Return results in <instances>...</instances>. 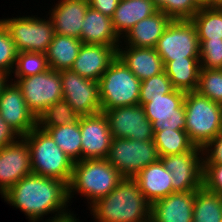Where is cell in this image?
<instances>
[{
	"instance_id": "d6986e66",
	"label": "cell",
	"mask_w": 222,
	"mask_h": 222,
	"mask_svg": "<svg viewBox=\"0 0 222 222\" xmlns=\"http://www.w3.org/2000/svg\"><path fill=\"white\" fill-rule=\"evenodd\" d=\"M48 14L54 32L80 39L81 26L89 7L88 0H59Z\"/></svg>"
},
{
	"instance_id": "e575fe53",
	"label": "cell",
	"mask_w": 222,
	"mask_h": 222,
	"mask_svg": "<svg viewBox=\"0 0 222 222\" xmlns=\"http://www.w3.org/2000/svg\"><path fill=\"white\" fill-rule=\"evenodd\" d=\"M174 89L165 71L143 80L141 81L139 105L144 106L151 101L152 97H161L162 95L171 93Z\"/></svg>"
},
{
	"instance_id": "277c9868",
	"label": "cell",
	"mask_w": 222,
	"mask_h": 222,
	"mask_svg": "<svg viewBox=\"0 0 222 222\" xmlns=\"http://www.w3.org/2000/svg\"><path fill=\"white\" fill-rule=\"evenodd\" d=\"M28 144L32 173L66 182L72 178L74 161L38 126L22 137Z\"/></svg>"
},
{
	"instance_id": "4dcf8cb0",
	"label": "cell",
	"mask_w": 222,
	"mask_h": 222,
	"mask_svg": "<svg viewBox=\"0 0 222 222\" xmlns=\"http://www.w3.org/2000/svg\"><path fill=\"white\" fill-rule=\"evenodd\" d=\"M154 144L159 157L182 154L190 151L195 145L191 142L185 130L155 131Z\"/></svg>"
},
{
	"instance_id": "bcb514c9",
	"label": "cell",
	"mask_w": 222,
	"mask_h": 222,
	"mask_svg": "<svg viewBox=\"0 0 222 222\" xmlns=\"http://www.w3.org/2000/svg\"><path fill=\"white\" fill-rule=\"evenodd\" d=\"M52 222H80V221H79V219H77L75 214H72L71 216H68V217H66L64 219H60V220L52 221Z\"/></svg>"
},
{
	"instance_id": "ba28073f",
	"label": "cell",
	"mask_w": 222,
	"mask_h": 222,
	"mask_svg": "<svg viewBox=\"0 0 222 222\" xmlns=\"http://www.w3.org/2000/svg\"><path fill=\"white\" fill-rule=\"evenodd\" d=\"M17 16L0 19L8 30L18 52L46 53L54 37L50 17Z\"/></svg>"
},
{
	"instance_id": "d590c367",
	"label": "cell",
	"mask_w": 222,
	"mask_h": 222,
	"mask_svg": "<svg viewBox=\"0 0 222 222\" xmlns=\"http://www.w3.org/2000/svg\"><path fill=\"white\" fill-rule=\"evenodd\" d=\"M18 51L5 25L0 20V70L12 75Z\"/></svg>"
},
{
	"instance_id": "83f0119b",
	"label": "cell",
	"mask_w": 222,
	"mask_h": 222,
	"mask_svg": "<svg viewBox=\"0 0 222 222\" xmlns=\"http://www.w3.org/2000/svg\"><path fill=\"white\" fill-rule=\"evenodd\" d=\"M201 44L204 40L222 39V6L200 7L190 19Z\"/></svg>"
},
{
	"instance_id": "cb8c5ba5",
	"label": "cell",
	"mask_w": 222,
	"mask_h": 222,
	"mask_svg": "<svg viewBox=\"0 0 222 222\" xmlns=\"http://www.w3.org/2000/svg\"><path fill=\"white\" fill-rule=\"evenodd\" d=\"M134 179L150 204L172 193L171 173L165 169L160 159L142 169Z\"/></svg>"
},
{
	"instance_id": "8d00e7d4",
	"label": "cell",
	"mask_w": 222,
	"mask_h": 222,
	"mask_svg": "<svg viewBox=\"0 0 222 222\" xmlns=\"http://www.w3.org/2000/svg\"><path fill=\"white\" fill-rule=\"evenodd\" d=\"M200 65L204 69H222V39L200 44Z\"/></svg>"
},
{
	"instance_id": "4316f807",
	"label": "cell",
	"mask_w": 222,
	"mask_h": 222,
	"mask_svg": "<svg viewBox=\"0 0 222 222\" xmlns=\"http://www.w3.org/2000/svg\"><path fill=\"white\" fill-rule=\"evenodd\" d=\"M82 44L78 38L55 33L45 53L49 68L55 71L71 69Z\"/></svg>"
},
{
	"instance_id": "d4e9b609",
	"label": "cell",
	"mask_w": 222,
	"mask_h": 222,
	"mask_svg": "<svg viewBox=\"0 0 222 222\" xmlns=\"http://www.w3.org/2000/svg\"><path fill=\"white\" fill-rule=\"evenodd\" d=\"M157 11L152 0H119L112 17L114 29L122 38L137 22Z\"/></svg>"
},
{
	"instance_id": "4fadbf2b",
	"label": "cell",
	"mask_w": 222,
	"mask_h": 222,
	"mask_svg": "<svg viewBox=\"0 0 222 222\" xmlns=\"http://www.w3.org/2000/svg\"><path fill=\"white\" fill-rule=\"evenodd\" d=\"M61 75L63 99L80 116L94 115L102 112L98 82L82 77L77 72L59 71Z\"/></svg>"
},
{
	"instance_id": "7402d4cb",
	"label": "cell",
	"mask_w": 222,
	"mask_h": 222,
	"mask_svg": "<svg viewBox=\"0 0 222 222\" xmlns=\"http://www.w3.org/2000/svg\"><path fill=\"white\" fill-rule=\"evenodd\" d=\"M172 19L162 11L137 22L121 39L122 45L138 48H155Z\"/></svg>"
},
{
	"instance_id": "8992f818",
	"label": "cell",
	"mask_w": 222,
	"mask_h": 222,
	"mask_svg": "<svg viewBox=\"0 0 222 222\" xmlns=\"http://www.w3.org/2000/svg\"><path fill=\"white\" fill-rule=\"evenodd\" d=\"M102 110L139 104L141 81L117 56L98 81Z\"/></svg>"
},
{
	"instance_id": "603a6c76",
	"label": "cell",
	"mask_w": 222,
	"mask_h": 222,
	"mask_svg": "<svg viewBox=\"0 0 222 222\" xmlns=\"http://www.w3.org/2000/svg\"><path fill=\"white\" fill-rule=\"evenodd\" d=\"M80 40L85 44L118 46L122 39L114 29L112 18L88 7L81 26Z\"/></svg>"
},
{
	"instance_id": "44dd1931",
	"label": "cell",
	"mask_w": 222,
	"mask_h": 222,
	"mask_svg": "<svg viewBox=\"0 0 222 222\" xmlns=\"http://www.w3.org/2000/svg\"><path fill=\"white\" fill-rule=\"evenodd\" d=\"M117 56L140 81L164 72L163 60L155 48H138L119 44Z\"/></svg>"
},
{
	"instance_id": "484cf974",
	"label": "cell",
	"mask_w": 222,
	"mask_h": 222,
	"mask_svg": "<svg viewBox=\"0 0 222 222\" xmlns=\"http://www.w3.org/2000/svg\"><path fill=\"white\" fill-rule=\"evenodd\" d=\"M200 70V57H184L164 64V71L173 87L185 93L196 91Z\"/></svg>"
},
{
	"instance_id": "f546056e",
	"label": "cell",
	"mask_w": 222,
	"mask_h": 222,
	"mask_svg": "<svg viewBox=\"0 0 222 222\" xmlns=\"http://www.w3.org/2000/svg\"><path fill=\"white\" fill-rule=\"evenodd\" d=\"M74 162L82 160V143L79 121L74 124H66L58 127H46L44 129Z\"/></svg>"
},
{
	"instance_id": "30bf717a",
	"label": "cell",
	"mask_w": 222,
	"mask_h": 222,
	"mask_svg": "<svg viewBox=\"0 0 222 222\" xmlns=\"http://www.w3.org/2000/svg\"><path fill=\"white\" fill-rule=\"evenodd\" d=\"M156 52L167 61L187 57H200V43L191 20H172L155 47Z\"/></svg>"
},
{
	"instance_id": "60d3db41",
	"label": "cell",
	"mask_w": 222,
	"mask_h": 222,
	"mask_svg": "<svg viewBox=\"0 0 222 222\" xmlns=\"http://www.w3.org/2000/svg\"><path fill=\"white\" fill-rule=\"evenodd\" d=\"M20 136L7 124L0 115V150L15 143Z\"/></svg>"
},
{
	"instance_id": "ffe728a7",
	"label": "cell",
	"mask_w": 222,
	"mask_h": 222,
	"mask_svg": "<svg viewBox=\"0 0 222 222\" xmlns=\"http://www.w3.org/2000/svg\"><path fill=\"white\" fill-rule=\"evenodd\" d=\"M194 191L172 192L151 204V222H193Z\"/></svg>"
},
{
	"instance_id": "f35d334b",
	"label": "cell",
	"mask_w": 222,
	"mask_h": 222,
	"mask_svg": "<svg viewBox=\"0 0 222 222\" xmlns=\"http://www.w3.org/2000/svg\"><path fill=\"white\" fill-rule=\"evenodd\" d=\"M203 187L222 195V164H203Z\"/></svg>"
},
{
	"instance_id": "7a4b0ae2",
	"label": "cell",
	"mask_w": 222,
	"mask_h": 222,
	"mask_svg": "<svg viewBox=\"0 0 222 222\" xmlns=\"http://www.w3.org/2000/svg\"><path fill=\"white\" fill-rule=\"evenodd\" d=\"M95 222H149L151 204L134 178L123 180L90 207Z\"/></svg>"
},
{
	"instance_id": "5b68a950",
	"label": "cell",
	"mask_w": 222,
	"mask_h": 222,
	"mask_svg": "<svg viewBox=\"0 0 222 222\" xmlns=\"http://www.w3.org/2000/svg\"><path fill=\"white\" fill-rule=\"evenodd\" d=\"M184 107L185 131L195 146L203 148L222 133V105L192 91L186 93Z\"/></svg>"
},
{
	"instance_id": "836d02e7",
	"label": "cell",
	"mask_w": 222,
	"mask_h": 222,
	"mask_svg": "<svg viewBox=\"0 0 222 222\" xmlns=\"http://www.w3.org/2000/svg\"><path fill=\"white\" fill-rule=\"evenodd\" d=\"M196 91L222 105V69L201 68Z\"/></svg>"
},
{
	"instance_id": "e0dca14e",
	"label": "cell",
	"mask_w": 222,
	"mask_h": 222,
	"mask_svg": "<svg viewBox=\"0 0 222 222\" xmlns=\"http://www.w3.org/2000/svg\"><path fill=\"white\" fill-rule=\"evenodd\" d=\"M31 173L30 150L27 142L22 137L0 150L1 196L23 177Z\"/></svg>"
},
{
	"instance_id": "2e32d148",
	"label": "cell",
	"mask_w": 222,
	"mask_h": 222,
	"mask_svg": "<svg viewBox=\"0 0 222 222\" xmlns=\"http://www.w3.org/2000/svg\"><path fill=\"white\" fill-rule=\"evenodd\" d=\"M82 160L106 159L113 139L103 112L79 119Z\"/></svg>"
},
{
	"instance_id": "1f68e13d",
	"label": "cell",
	"mask_w": 222,
	"mask_h": 222,
	"mask_svg": "<svg viewBox=\"0 0 222 222\" xmlns=\"http://www.w3.org/2000/svg\"><path fill=\"white\" fill-rule=\"evenodd\" d=\"M80 115L64 99L48 106L38 117L37 126L44 130L46 127H58L77 123Z\"/></svg>"
},
{
	"instance_id": "7dc6e473",
	"label": "cell",
	"mask_w": 222,
	"mask_h": 222,
	"mask_svg": "<svg viewBox=\"0 0 222 222\" xmlns=\"http://www.w3.org/2000/svg\"><path fill=\"white\" fill-rule=\"evenodd\" d=\"M215 6H222V0H214V7Z\"/></svg>"
},
{
	"instance_id": "ee69618b",
	"label": "cell",
	"mask_w": 222,
	"mask_h": 222,
	"mask_svg": "<svg viewBox=\"0 0 222 222\" xmlns=\"http://www.w3.org/2000/svg\"><path fill=\"white\" fill-rule=\"evenodd\" d=\"M199 7H214V0H194Z\"/></svg>"
},
{
	"instance_id": "6da1fadb",
	"label": "cell",
	"mask_w": 222,
	"mask_h": 222,
	"mask_svg": "<svg viewBox=\"0 0 222 222\" xmlns=\"http://www.w3.org/2000/svg\"><path fill=\"white\" fill-rule=\"evenodd\" d=\"M7 204L24 212L29 222L57 221L74 214L68 209L69 188L66 182L31 173L1 196ZM70 201V202H69ZM69 203V204H68Z\"/></svg>"
},
{
	"instance_id": "7bdbcfd3",
	"label": "cell",
	"mask_w": 222,
	"mask_h": 222,
	"mask_svg": "<svg viewBox=\"0 0 222 222\" xmlns=\"http://www.w3.org/2000/svg\"><path fill=\"white\" fill-rule=\"evenodd\" d=\"M9 78L10 76L7 73L0 70V93L2 91V88L8 83Z\"/></svg>"
},
{
	"instance_id": "d6a6232c",
	"label": "cell",
	"mask_w": 222,
	"mask_h": 222,
	"mask_svg": "<svg viewBox=\"0 0 222 222\" xmlns=\"http://www.w3.org/2000/svg\"><path fill=\"white\" fill-rule=\"evenodd\" d=\"M49 69L45 53L41 52H18L15 67L13 69L14 80L40 74Z\"/></svg>"
},
{
	"instance_id": "3957f363",
	"label": "cell",
	"mask_w": 222,
	"mask_h": 222,
	"mask_svg": "<svg viewBox=\"0 0 222 222\" xmlns=\"http://www.w3.org/2000/svg\"><path fill=\"white\" fill-rule=\"evenodd\" d=\"M122 174L106 159H88L74 162L71 181L68 185L69 200L80 194L91 206L107 196L123 180Z\"/></svg>"
},
{
	"instance_id": "52a82bcc",
	"label": "cell",
	"mask_w": 222,
	"mask_h": 222,
	"mask_svg": "<svg viewBox=\"0 0 222 222\" xmlns=\"http://www.w3.org/2000/svg\"><path fill=\"white\" fill-rule=\"evenodd\" d=\"M160 159L153 140L113 138L106 160L124 178H134L142 169Z\"/></svg>"
},
{
	"instance_id": "74e56055",
	"label": "cell",
	"mask_w": 222,
	"mask_h": 222,
	"mask_svg": "<svg viewBox=\"0 0 222 222\" xmlns=\"http://www.w3.org/2000/svg\"><path fill=\"white\" fill-rule=\"evenodd\" d=\"M199 9L194 0H170L161 11L172 20H190Z\"/></svg>"
},
{
	"instance_id": "ab89813d",
	"label": "cell",
	"mask_w": 222,
	"mask_h": 222,
	"mask_svg": "<svg viewBox=\"0 0 222 222\" xmlns=\"http://www.w3.org/2000/svg\"><path fill=\"white\" fill-rule=\"evenodd\" d=\"M203 164H222V133L216 135L203 148Z\"/></svg>"
},
{
	"instance_id": "9a60e30c",
	"label": "cell",
	"mask_w": 222,
	"mask_h": 222,
	"mask_svg": "<svg viewBox=\"0 0 222 222\" xmlns=\"http://www.w3.org/2000/svg\"><path fill=\"white\" fill-rule=\"evenodd\" d=\"M0 115L20 137L37 127V118L28 108L21 90L12 81H8L0 93Z\"/></svg>"
},
{
	"instance_id": "ac0fdd59",
	"label": "cell",
	"mask_w": 222,
	"mask_h": 222,
	"mask_svg": "<svg viewBox=\"0 0 222 222\" xmlns=\"http://www.w3.org/2000/svg\"><path fill=\"white\" fill-rule=\"evenodd\" d=\"M117 48L118 46L83 43L71 70L98 82L117 57Z\"/></svg>"
},
{
	"instance_id": "f6af8a7d",
	"label": "cell",
	"mask_w": 222,
	"mask_h": 222,
	"mask_svg": "<svg viewBox=\"0 0 222 222\" xmlns=\"http://www.w3.org/2000/svg\"><path fill=\"white\" fill-rule=\"evenodd\" d=\"M156 6V8L161 11L170 0H152Z\"/></svg>"
},
{
	"instance_id": "8fae6325",
	"label": "cell",
	"mask_w": 222,
	"mask_h": 222,
	"mask_svg": "<svg viewBox=\"0 0 222 222\" xmlns=\"http://www.w3.org/2000/svg\"><path fill=\"white\" fill-rule=\"evenodd\" d=\"M160 160L171 173L172 192H190L203 187L202 148L194 146L190 151L160 157Z\"/></svg>"
},
{
	"instance_id": "b9f144b4",
	"label": "cell",
	"mask_w": 222,
	"mask_h": 222,
	"mask_svg": "<svg viewBox=\"0 0 222 222\" xmlns=\"http://www.w3.org/2000/svg\"><path fill=\"white\" fill-rule=\"evenodd\" d=\"M89 6L102 14L112 18L119 0H88Z\"/></svg>"
},
{
	"instance_id": "9c48e42d",
	"label": "cell",
	"mask_w": 222,
	"mask_h": 222,
	"mask_svg": "<svg viewBox=\"0 0 222 222\" xmlns=\"http://www.w3.org/2000/svg\"><path fill=\"white\" fill-rule=\"evenodd\" d=\"M10 80L21 90L28 108L37 119L48 106L63 99L61 75L51 68L30 77Z\"/></svg>"
},
{
	"instance_id": "5bb4252c",
	"label": "cell",
	"mask_w": 222,
	"mask_h": 222,
	"mask_svg": "<svg viewBox=\"0 0 222 222\" xmlns=\"http://www.w3.org/2000/svg\"><path fill=\"white\" fill-rule=\"evenodd\" d=\"M186 93L174 89L161 97H152L143 107L153 131L185 130L184 98Z\"/></svg>"
},
{
	"instance_id": "f1b7e54d",
	"label": "cell",
	"mask_w": 222,
	"mask_h": 222,
	"mask_svg": "<svg viewBox=\"0 0 222 222\" xmlns=\"http://www.w3.org/2000/svg\"><path fill=\"white\" fill-rule=\"evenodd\" d=\"M193 222H222V195L204 187L194 191Z\"/></svg>"
},
{
	"instance_id": "7c38bea8",
	"label": "cell",
	"mask_w": 222,
	"mask_h": 222,
	"mask_svg": "<svg viewBox=\"0 0 222 222\" xmlns=\"http://www.w3.org/2000/svg\"><path fill=\"white\" fill-rule=\"evenodd\" d=\"M113 138H125L138 141L153 140L152 123L141 105L115 107L102 110Z\"/></svg>"
}]
</instances>
